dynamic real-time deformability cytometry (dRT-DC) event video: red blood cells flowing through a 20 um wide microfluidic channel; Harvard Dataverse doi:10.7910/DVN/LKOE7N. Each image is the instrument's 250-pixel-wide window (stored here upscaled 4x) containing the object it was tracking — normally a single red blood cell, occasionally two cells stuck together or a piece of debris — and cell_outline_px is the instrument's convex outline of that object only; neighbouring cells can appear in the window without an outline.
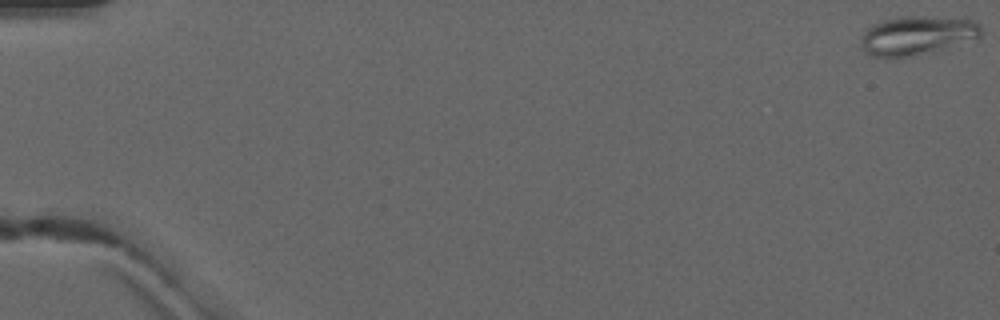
{"species": "common noctule bat (a hibernating species)", "species_latin": "Nyctalus noctula", "temperature_condition": "warm", "stored_images_in_passage": 5, "camera_frame_rate_fps": 3000, "um_per_image_px": 0.085, "animal": {"sex": "male", "forearm_length_mm": 52.5}, "frame": {"image": 1, "passage_image": 1, "time_ms": 0.0, "image_size_px": [1000, 320], "cell_outline_px": [[980, 36], [908, 56], [876, 56], [864, 52], [860, 44], [860, 40], [864, 32], [872, 24], [884, 20], [900, 16], [920, 16], [976, 20], [980, 24]], "centroid_in_image_um": [77.85, 2.96], "position_along_channel_um": 7.1, "area_um2": 26.07}}